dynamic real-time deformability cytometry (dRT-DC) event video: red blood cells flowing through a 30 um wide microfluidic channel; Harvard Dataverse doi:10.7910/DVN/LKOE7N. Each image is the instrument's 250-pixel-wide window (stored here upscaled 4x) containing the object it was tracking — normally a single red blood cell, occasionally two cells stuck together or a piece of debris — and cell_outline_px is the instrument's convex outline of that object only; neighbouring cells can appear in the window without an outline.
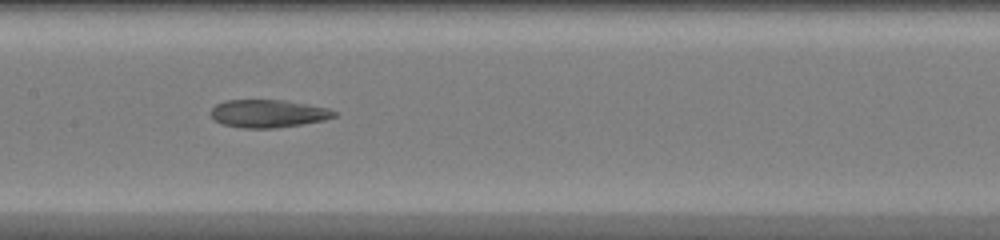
{"species": "common noctule bat (a hibernating species)", "species_latin": "Nyctalus noctula", "temperature_condition": "warm", "stored_images_in_passage": 45, "camera_frame_rate_fps": 3000, "um_per_image_px": 0.085, "animal": {"sex": "female", "body_mass_g": 20.0, "forearm_length_mm": 54.0}, "frame": {"image": 1, "passage_image": 23, "time_ms": 7.333, "image_size_px": [1000, 240], "cell_outline_px": [[336, 116], [324, 120], [276, 128], [240, 128], [220, 124], [212, 120], [212, 108], [216, 104], [224, 100], [284, 100], [308, 104], [328, 108], [336, 112]], "centroid_in_image_um": [22.75, 9.65], "position_along_channel_um": 184.6, "area_um2": 20.11}}
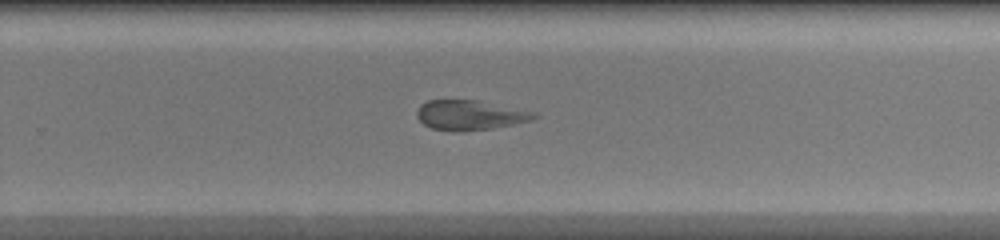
{"frame": {"image": 2, "passage_image": 30, "time_ms": 9.667, "image_size_px": [1000, 240], "cell_outline_px": [[540, 116], [532, 120], [492, 128], [432, 128], [424, 124], [416, 116], [416, 112], [420, 104], [428, 100], [480, 100], [536, 112]], "centroid_in_image_um": [39.99, 9.72], "position_along_channel_um": 289.8, "area_um2": 19.59}}
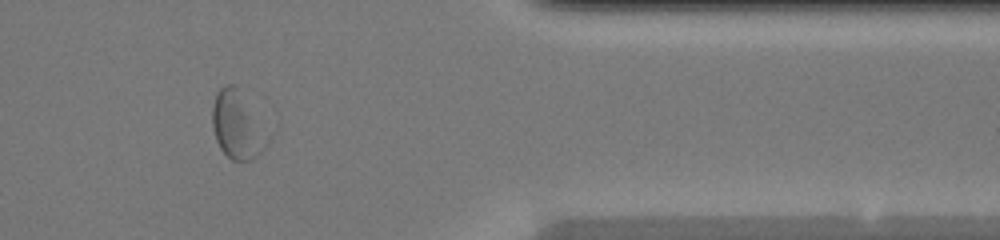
{"frame": {"image": 3, "passage_image": 38, "time_ms": 12.333, "image_size_px": [1000, 240], "cell_outline_px": [[272, 140], [260, 152], [248, 160], [232, 160], [220, 148], [216, 140], [212, 128], [212, 104], [216, 92], [224, 84], [232, 84], [236, 88], [272, 136]], "centroid_in_image_um": [20.17, 10.66], "position_along_channel_um": 391.2, "area_um2": 21.68}}